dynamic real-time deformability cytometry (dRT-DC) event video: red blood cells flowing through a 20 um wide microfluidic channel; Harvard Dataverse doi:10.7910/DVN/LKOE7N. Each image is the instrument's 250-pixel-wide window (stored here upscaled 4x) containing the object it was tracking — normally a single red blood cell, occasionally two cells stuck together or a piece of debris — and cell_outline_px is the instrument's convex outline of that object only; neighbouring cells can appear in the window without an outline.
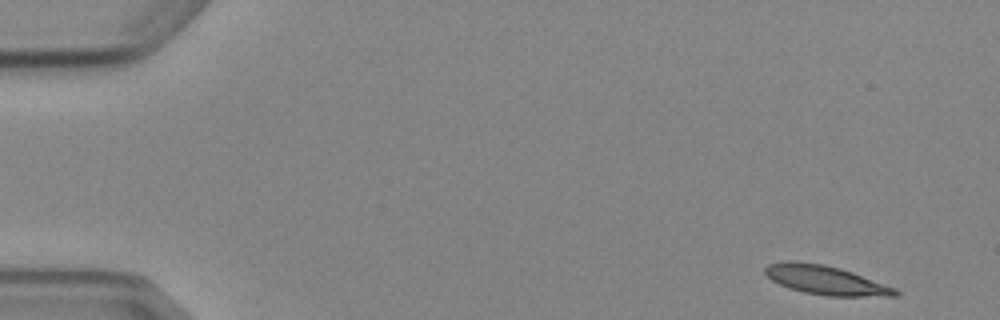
{"species": "Egyptian fruit bat (a non-hibernating species)", "species_latin": "Rousettus aegyptiacus", "temperature_condition": "cold", "stored_images_in_passage": 5, "camera_frame_rate_fps": 3000, "um_per_image_px": 0.085, "animal": {"sex": "female"}, "frame": {"image": 1, "passage_image": 1, "time_ms": 0.0, "image_size_px": [1000, 320], "cell_outline_px": [[900, 296], [828, 296], [804, 292], [788, 288], [772, 280], [764, 272], [764, 268], [768, 264], [788, 260], [796, 260], [824, 264], [840, 268], [852, 272], [896, 288], [900, 292]], "centroid_in_image_um": [70.18, 23.8], "position_along_channel_um": 14.8, "area_um2": 22.14}}
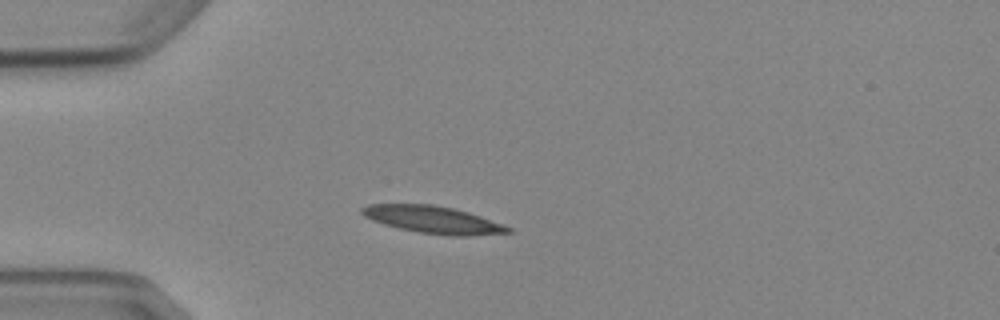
{"frame": {"image": 2, "passage_image": 4, "time_ms": 3.667, "image_size_px": [1000, 320], "cell_outline_px": [[512, 232], [468, 236], [452, 236], [420, 232], [400, 228], [384, 224], [372, 220], [364, 216], [360, 212], [360, 208], [368, 204], [432, 204], [452, 208], [468, 212], [504, 224], [512, 228]], "centroid_in_image_um": [36.81, 18.67], "position_along_channel_um": 48.2, "area_um2": 23.12}}